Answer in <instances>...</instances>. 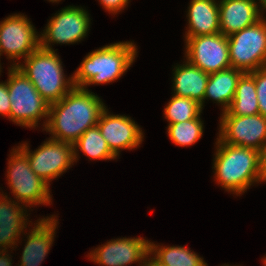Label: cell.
I'll return each instance as SVG.
<instances>
[{"label": "cell", "instance_id": "cell-1", "mask_svg": "<svg viewBox=\"0 0 266 266\" xmlns=\"http://www.w3.org/2000/svg\"><path fill=\"white\" fill-rule=\"evenodd\" d=\"M102 99L89 90L73 87L61 100L50 104L45 128L52 139L74 144L99 120L105 109Z\"/></svg>", "mask_w": 266, "mask_h": 266}, {"label": "cell", "instance_id": "cell-2", "mask_svg": "<svg viewBox=\"0 0 266 266\" xmlns=\"http://www.w3.org/2000/svg\"><path fill=\"white\" fill-rule=\"evenodd\" d=\"M137 53V46L127 41L92 51L72 75L74 87L88 91L87 85L114 82L131 67Z\"/></svg>", "mask_w": 266, "mask_h": 266}, {"label": "cell", "instance_id": "cell-3", "mask_svg": "<svg viewBox=\"0 0 266 266\" xmlns=\"http://www.w3.org/2000/svg\"><path fill=\"white\" fill-rule=\"evenodd\" d=\"M217 139L213 168L218 185L238 196L255 182H264L259 167V151Z\"/></svg>", "mask_w": 266, "mask_h": 266}, {"label": "cell", "instance_id": "cell-4", "mask_svg": "<svg viewBox=\"0 0 266 266\" xmlns=\"http://www.w3.org/2000/svg\"><path fill=\"white\" fill-rule=\"evenodd\" d=\"M56 50H45L40 46L24 59V64L13 63L33 83L42 98L50 104L61 100L73 87L72 76L66 79L60 56Z\"/></svg>", "mask_w": 266, "mask_h": 266}, {"label": "cell", "instance_id": "cell-5", "mask_svg": "<svg viewBox=\"0 0 266 266\" xmlns=\"http://www.w3.org/2000/svg\"><path fill=\"white\" fill-rule=\"evenodd\" d=\"M8 91L10 100V120L19 126L35 128L41 118L48 122L49 103L34 87L29 78L16 66L8 69Z\"/></svg>", "mask_w": 266, "mask_h": 266}, {"label": "cell", "instance_id": "cell-6", "mask_svg": "<svg viewBox=\"0 0 266 266\" xmlns=\"http://www.w3.org/2000/svg\"><path fill=\"white\" fill-rule=\"evenodd\" d=\"M231 68L250 73L266 67V18L228 36Z\"/></svg>", "mask_w": 266, "mask_h": 266}, {"label": "cell", "instance_id": "cell-7", "mask_svg": "<svg viewBox=\"0 0 266 266\" xmlns=\"http://www.w3.org/2000/svg\"><path fill=\"white\" fill-rule=\"evenodd\" d=\"M12 150L8 160L7 179L15 201H20V204L29 208L32 205H49V185L31 169L27 156L18 147Z\"/></svg>", "mask_w": 266, "mask_h": 266}, {"label": "cell", "instance_id": "cell-8", "mask_svg": "<svg viewBox=\"0 0 266 266\" xmlns=\"http://www.w3.org/2000/svg\"><path fill=\"white\" fill-rule=\"evenodd\" d=\"M17 147L27 156L31 169L49 186L50 181L61 176L75 162L73 144L52 138L33 152L29 151L28 143Z\"/></svg>", "mask_w": 266, "mask_h": 266}, {"label": "cell", "instance_id": "cell-9", "mask_svg": "<svg viewBox=\"0 0 266 266\" xmlns=\"http://www.w3.org/2000/svg\"><path fill=\"white\" fill-rule=\"evenodd\" d=\"M90 17L82 7L62 8L46 25L40 37V47L54 51L51 43L73 44L85 38L90 28Z\"/></svg>", "mask_w": 266, "mask_h": 266}, {"label": "cell", "instance_id": "cell-10", "mask_svg": "<svg viewBox=\"0 0 266 266\" xmlns=\"http://www.w3.org/2000/svg\"><path fill=\"white\" fill-rule=\"evenodd\" d=\"M186 60L206 73L231 68L228 37L222 33L185 37Z\"/></svg>", "mask_w": 266, "mask_h": 266}, {"label": "cell", "instance_id": "cell-11", "mask_svg": "<svg viewBox=\"0 0 266 266\" xmlns=\"http://www.w3.org/2000/svg\"><path fill=\"white\" fill-rule=\"evenodd\" d=\"M40 35L30 20L22 14H14L0 22V56L8 59L27 58L40 46Z\"/></svg>", "mask_w": 266, "mask_h": 266}, {"label": "cell", "instance_id": "cell-12", "mask_svg": "<svg viewBox=\"0 0 266 266\" xmlns=\"http://www.w3.org/2000/svg\"><path fill=\"white\" fill-rule=\"evenodd\" d=\"M219 139L226 144L257 151L266 141V117L261 114L221 115Z\"/></svg>", "mask_w": 266, "mask_h": 266}, {"label": "cell", "instance_id": "cell-13", "mask_svg": "<svg viewBox=\"0 0 266 266\" xmlns=\"http://www.w3.org/2000/svg\"><path fill=\"white\" fill-rule=\"evenodd\" d=\"M150 255V241L137 238H117L95 248L89 253V258L103 266H127L140 262L145 266Z\"/></svg>", "mask_w": 266, "mask_h": 266}, {"label": "cell", "instance_id": "cell-14", "mask_svg": "<svg viewBox=\"0 0 266 266\" xmlns=\"http://www.w3.org/2000/svg\"><path fill=\"white\" fill-rule=\"evenodd\" d=\"M97 126L116 157L120 150L135 149L143 141L144 135L138 124L128 116L111 115L106 108L102 111Z\"/></svg>", "mask_w": 266, "mask_h": 266}, {"label": "cell", "instance_id": "cell-15", "mask_svg": "<svg viewBox=\"0 0 266 266\" xmlns=\"http://www.w3.org/2000/svg\"><path fill=\"white\" fill-rule=\"evenodd\" d=\"M256 0H220V33L226 37L255 24L263 17L266 8ZM259 7V8H258ZM263 8V9H262Z\"/></svg>", "mask_w": 266, "mask_h": 266}, {"label": "cell", "instance_id": "cell-16", "mask_svg": "<svg viewBox=\"0 0 266 266\" xmlns=\"http://www.w3.org/2000/svg\"><path fill=\"white\" fill-rule=\"evenodd\" d=\"M56 215L42 218L34 224L33 229L27 236V242L21 256V263L18 266H40L47 256L54 241L55 230L58 224Z\"/></svg>", "mask_w": 266, "mask_h": 266}, {"label": "cell", "instance_id": "cell-17", "mask_svg": "<svg viewBox=\"0 0 266 266\" xmlns=\"http://www.w3.org/2000/svg\"><path fill=\"white\" fill-rule=\"evenodd\" d=\"M7 196L0 194V250L2 247V250L9 247L14 249L13 246L17 245L16 242H18L21 232L28 225V215H26L27 210L24 205L19 206L20 203L11 201V198L8 199Z\"/></svg>", "mask_w": 266, "mask_h": 266}, {"label": "cell", "instance_id": "cell-18", "mask_svg": "<svg viewBox=\"0 0 266 266\" xmlns=\"http://www.w3.org/2000/svg\"><path fill=\"white\" fill-rule=\"evenodd\" d=\"M174 69L172 79L174 95L196 100L203 109L209 73L202 71L187 60L183 65L175 66Z\"/></svg>", "mask_w": 266, "mask_h": 266}, {"label": "cell", "instance_id": "cell-19", "mask_svg": "<svg viewBox=\"0 0 266 266\" xmlns=\"http://www.w3.org/2000/svg\"><path fill=\"white\" fill-rule=\"evenodd\" d=\"M185 37L220 33L219 6L216 0H191Z\"/></svg>", "mask_w": 266, "mask_h": 266}, {"label": "cell", "instance_id": "cell-20", "mask_svg": "<svg viewBox=\"0 0 266 266\" xmlns=\"http://www.w3.org/2000/svg\"><path fill=\"white\" fill-rule=\"evenodd\" d=\"M243 74L244 72L234 68L210 73L206 84L204 102L205 99H213L219 105L221 104L222 111L226 112L232 103L238 81Z\"/></svg>", "mask_w": 266, "mask_h": 266}, {"label": "cell", "instance_id": "cell-21", "mask_svg": "<svg viewBox=\"0 0 266 266\" xmlns=\"http://www.w3.org/2000/svg\"><path fill=\"white\" fill-rule=\"evenodd\" d=\"M257 114L260 112L255 80L249 73H244L238 81L232 103L228 110L222 112L221 115L248 116Z\"/></svg>", "mask_w": 266, "mask_h": 266}, {"label": "cell", "instance_id": "cell-22", "mask_svg": "<svg viewBox=\"0 0 266 266\" xmlns=\"http://www.w3.org/2000/svg\"><path fill=\"white\" fill-rule=\"evenodd\" d=\"M150 255L163 266H208L202 257L184 246H160L150 242Z\"/></svg>", "mask_w": 266, "mask_h": 266}, {"label": "cell", "instance_id": "cell-23", "mask_svg": "<svg viewBox=\"0 0 266 266\" xmlns=\"http://www.w3.org/2000/svg\"><path fill=\"white\" fill-rule=\"evenodd\" d=\"M74 159L78 160V148L92 160H112L116 156L109 149L97 125L88 128L73 144Z\"/></svg>", "mask_w": 266, "mask_h": 266}, {"label": "cell", "instance_id": "cell-24", "mask_svg": "<svg viewBox=\"0 0 266 266\" xmlns=\"http://www.w3.org/2000/svg\"><path fill=\"white\" fill-rule=\"evenodd\" d=\"M201 113V105L196 100L176 95L164 108V116L169 124L196 119Z\"/></svg>", "mask_w": 266, "mask_h": 266}, {"label": "cell", "instance_id": "cell-25", "mask_svg": "<svg viewBox=\"0 0 266 266\" xmlns=\"http://www.w3.org/2000/svg\"><path fill=\"white\" fill-rule=\"evenodd\" d=\"M203 124L199 115L196 119L168 124L167 133L175 145L188 147L194 145L202 137Z\"/></svg>", "mask_w": 266, "mask_h": 266}, {"label": "cell", "instance_id": "cell-26", "mask_svg": "<svg viewBox=\"0 0 266 266\" xmlns=\"http://www.w3.org/2000/svg\"><path fill=\"white\" fill-rule=\"evenodd\" d=\"M255 80L259 112L266 117V67L249 73Z\"/></svg>", "mask_w": 266, "mask_h": 266}, {"label": "cell", "instance_id": "cell-27", "mask_svg": "<svg viewBox=\"0 0 266 266\" xmlns=\"http://www.w3.org/2000/svg\"><path fill=\"white\" fill-rule=\"evenodd\" d=\"M10 100L7 81L0 82V114L10 120Z\"/></svg>", "mask_w": 266, "mask_h": 266}, {"label": "cell", "instance_id": "cell-28", "mask_svg": "<svg viewBox=\"0 0 266 266\" xmlns=\"http://www.w3.org/2000/svg\"><path fill=\"white\" fill-rule=\"evenodd\" d=\"M128 1L130 0H99L103 8L113 14H117V12L124 10L125 6L129 3Z\"/></svg>", "mask_w": 266, "mask_h": 266}, {"label": "cell", "instance_id": "cell-29", "mask_svg": "<svg viewBox=\"0 0 266 266\" xmlns=\"http://www.w3.org/2000/svg\"><path fill=\"white\" fill-rule=\"evenodd\" d=\"M259 167L263 181H266V141L259 149Z\"/></svg>", "mask_w": 266, "mask_h": 266}, {"label": "cell", "instance_id": "cell-30", "mask_svg": "<svg viewBox=\"0 0 266 266\" xmlns=\"http://www.w3.org/2000/svg\"><path fill=\"white\" fill-rule=\"evenodd\" d=\"M7 251L8 250H0V266H12V258L10 259Z\"/></svg>", "mask_w": 266, "mask_h": 266}, {"label": "cell", "instance_id": "cell-31", "mask_svg": "<svg viewBox=\"0 0 266 266\" xmlns=\"http://www.w3.org/2000/svg\"><path fill=\"white\" fill-rule=\"evenodd\" d=\"M145 266H163L160 263H158L151 255L149 258H147Z\"/></svg>", "mask_w": 266, "mask_h": 266}, {"label": "cell", "instance_id": "cell-32", "mask_svg": "<svg viewBox=\"0 0 266 266\" xmlns=\"http://www.w3.org/2000/svg\"><path fill=\"white\" fill-rule=\"evenodd\" d=\"M259 5H263L266 8V0H259Z\"/></svg>", "mask_w": 266, "mask_h": 266}, {"label": "cell", "instance_id": "cell-33", "mask_svg": "<svg viewBox=\"0 0 266 266\" xmlns=\"http://www.w3.org/2000/svg\"><path fill=\"white\" fill-rule=\"evenodd\" d=\"M50 2H59V1H61V0H49Z\"/></svg>", "mask_w": 266, "mask_h": 266}]
</instances>
